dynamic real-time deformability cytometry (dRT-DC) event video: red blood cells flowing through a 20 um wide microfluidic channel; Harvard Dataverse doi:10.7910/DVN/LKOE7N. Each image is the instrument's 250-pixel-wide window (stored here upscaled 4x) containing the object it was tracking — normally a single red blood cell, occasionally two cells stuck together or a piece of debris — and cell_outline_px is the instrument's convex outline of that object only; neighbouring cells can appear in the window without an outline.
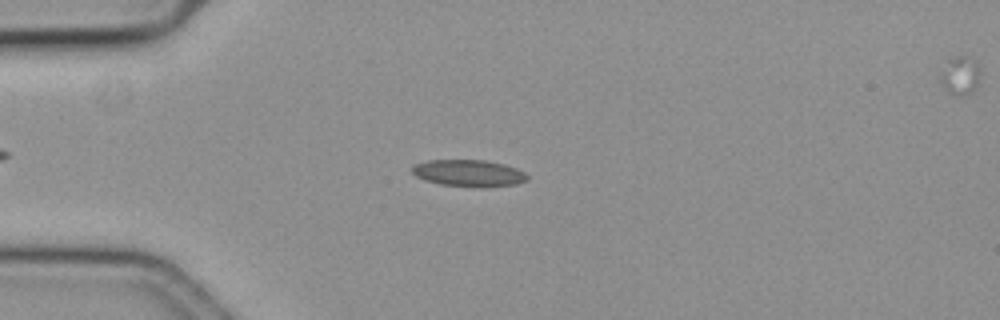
{"species": "common noctule bat (a hibernating species)", "species_latin": "Nyctalus noctula", "temperature_condition": "cold", "stored_images_in_passage": 55, "camera_frame_rate_fps": 3000, "um_per_image_px": 0.085, "animal": {"sex": "female", "body_mass_g": 19.3, "forearm_length_mm": 54.1}, "frame": {"image": 1, "passage_image": 12, "time_ms": 3.667, "image_size_px": [1000, 320], "cell_outline_px": [[528, 180], [516, 184], [480, 188], [476, 188], [440, 184], [424, 180], [416, 176], [412, 172], [412, 168], [416, 164], [428, 160], [484, 160], [504, 164], [516, 168], [524, 172], [528, 176]], "centroid_in_image_um": [39.86, 14.73], "position_along_channel_um": 45.1, "area_um2": 18.09}}
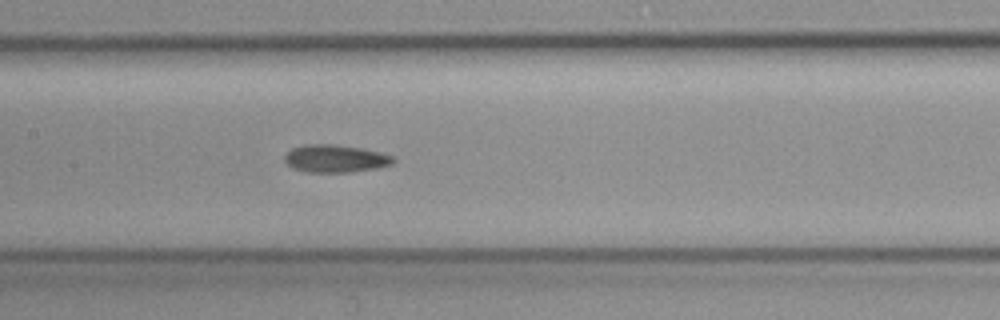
{"frame": {"image": 2, "passage_image": 25, "time_ms": 8.0, "image_size_px": [1000, 320], "cell_outline_px": [[396, 160], [392, 164], [380, 168], [348, 172], [304, 172], [292, 168], [284, 160], [284, 156], [292, 148], [304, 144], [336, 144], [364, 148], [380, 152], [392, 156]], "centroid_in_image_um": [28.51, 13.47], "position_along_channel_um": 178.9, "area_um2": 17.74}}
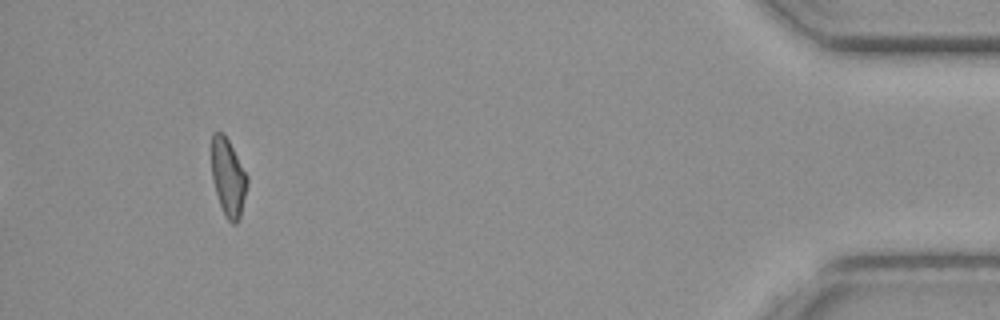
{"frame": {"image": 3, "passage_image": 51, "time_ms": 16.667, "image_size_px": [1000, 320], "cell_outline_px": [[248, 184], [240, 220], [236, 224], [232, 224], [224, 216], [212, 180], [212, 132], [224, 132], [248, 176]], "centroid_in_image_um": [19.41, 15.11], "position_along_channel_um": 415.8, "area_um2": 16.3}, "authors_computed_cell_mechanics": {"area_um2": 17.34, "velocity_mm_per_s": 3.5647, "shape_relaxation_time_tau1_ms": 8.1877, "shape_relaxation_time_tau2_ms": 3.5109, "deformation_change_tau1": 0.1422, "deformation_change_tau2": 0.1024}}